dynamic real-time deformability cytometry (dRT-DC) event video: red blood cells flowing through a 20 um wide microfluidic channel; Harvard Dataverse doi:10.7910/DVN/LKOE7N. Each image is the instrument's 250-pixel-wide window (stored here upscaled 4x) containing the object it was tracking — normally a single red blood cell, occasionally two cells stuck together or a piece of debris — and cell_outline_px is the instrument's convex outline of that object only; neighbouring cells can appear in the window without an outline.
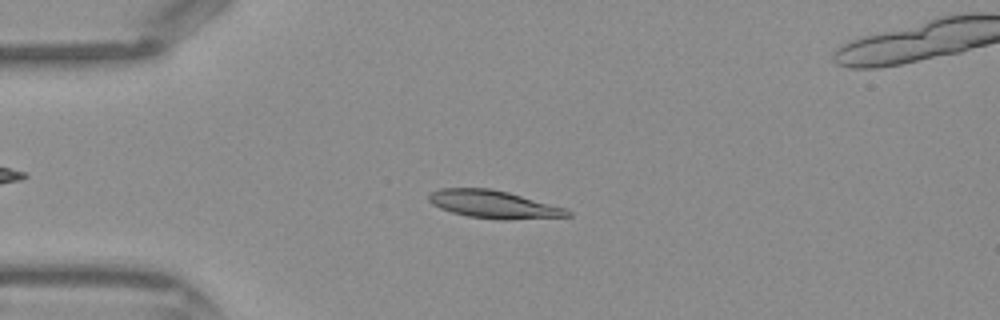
{"species": "Egyptian fruit bat (a non-hibernating species)", "species_latin": "Rousettus aegyptiacus", "temperature_condition": "warm", "stored_images_in_passage": 43, "camera_frame_rate_fps": 3000, "um_per_image_px": 0.085, "frame": {"image": 1, "passage_image": 10, "time_ms": 3.0, "image_size_px": [1000, 320], "cell_outline_px": [[572, 216], [504, 220], [496, 220], [468, 216], [452, 212], [440, 208], [432, 204], [428, 200], [428, 196], [432, 192], [440, 188], [492, 188], [508, 192], [568, 208], [572, 212]], "centroid_in_image_um": [42.0, 17.37], "position_along_channel_um": 43.0, "area_um2": 22.66}}
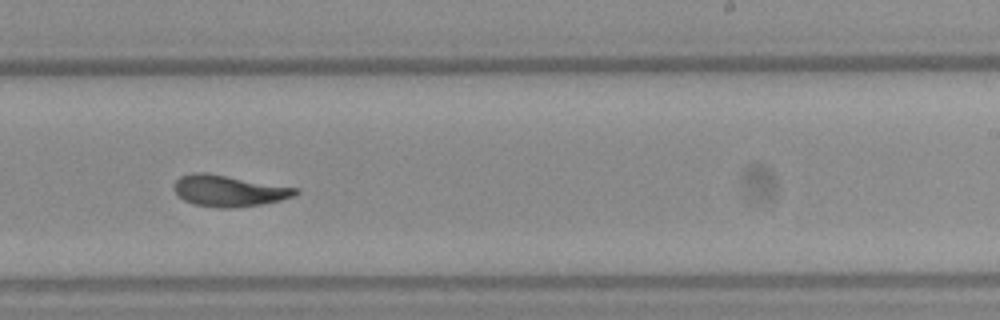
{"frame": {"image": 2, "passage_image": 26, "time_ms": 8.333, "image_size_px": [1000, 320], "cell_outline_px": [[300, 192], [292, 196], [280, 200], [260, 204], [232, 208], [216, 208], [196, 204], [184, 200], [172, 188], [172, 184], [180, 176], [192, 172], [204, 172], [296, 188]], "centroid_in_image_um": [19.38, 16.21], "position_along_channel_um": 269.6, "area_um2": 21.85}}
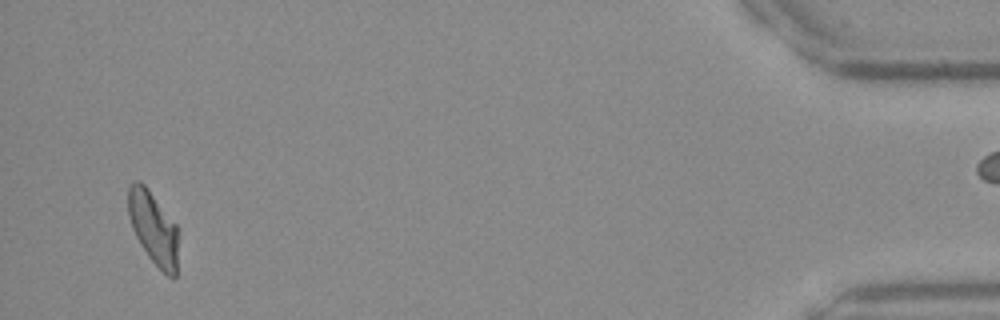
{"frame": {"image": 3, "passage_image": 41, "time_ms": 13.333, "image_size_px": [1000, 320], "cell_outline_px": [[176, 276], [168, 276], [148, 256], [140, 244], [132, 228], [128, 216], [128, 188], [132, 180], [140, 180], [144, 184], [176, 224]], "centroid_in_image_um": [12.98, 19.31], "position_along_channel_um": 422.2, "area_um2": 20.75}}